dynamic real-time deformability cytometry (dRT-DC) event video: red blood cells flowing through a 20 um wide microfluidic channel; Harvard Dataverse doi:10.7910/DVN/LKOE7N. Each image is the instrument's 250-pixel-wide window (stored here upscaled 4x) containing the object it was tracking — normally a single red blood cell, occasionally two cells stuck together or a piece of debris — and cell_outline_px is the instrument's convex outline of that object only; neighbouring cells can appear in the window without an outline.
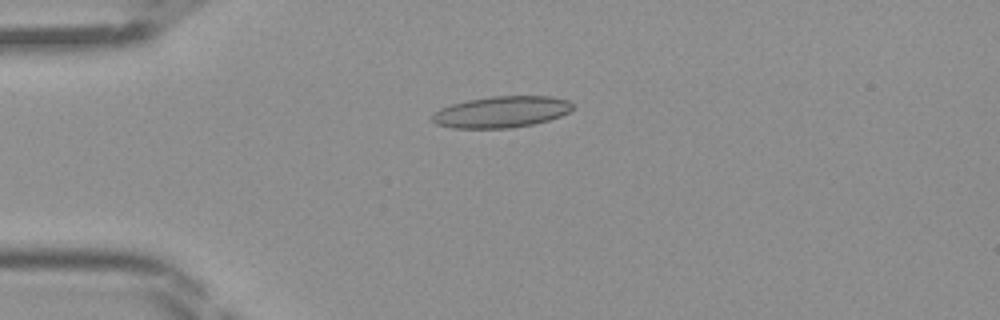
{"species": "Egyptian fruit bat (a non-hibernating species)", "species_latin": "Rousettus aegyptiacus", "temperature_condition": "room temperature", "stored_images_in_passage": 44, "camera_frame_rate_fps": 3000, "um_per_image_px": 0.085, "frame": {"image": 1, "passage_image": 11, "time_ms": 3.333, "image_size_px": [1000, 320], "cell_outline_px": [[576, 108], [560, 116], [548, 120], [532, 124], [512, 128], [452, 128], [436, 124], [432, 120], [432, 116], [440, 108], [452, 104], [468, 100], [492, 96], [548, 96], [568, 100], [576, 104]], "centroid_in_image_um": [42.66, 9.51], "position_along_channel_um": 42.3, "area_um2": 25.72}}
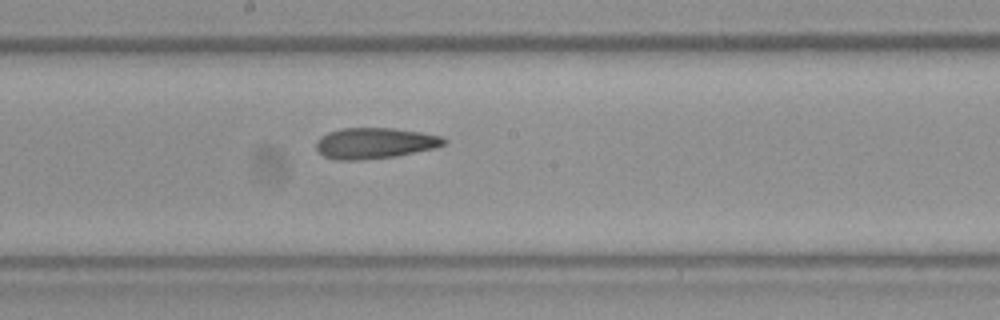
{"frame": {"image": 2, "passage_image": 24, "time_ms": 7.667, "image_size_px": [1000, 320], "cell_outline_px": [[448, 140], [444, 144], [436, 148], [396, 156], [360, 160], [336, 160], [324, 156], [316, 148], [316, 140], [320, 136], [328, 132], [344, 128], [396, 128], [444, 136]], "centroid_in_image_um": [31.88, 12.16], "position_along_channel_um": 216.3, "area_um2": 23.18}}
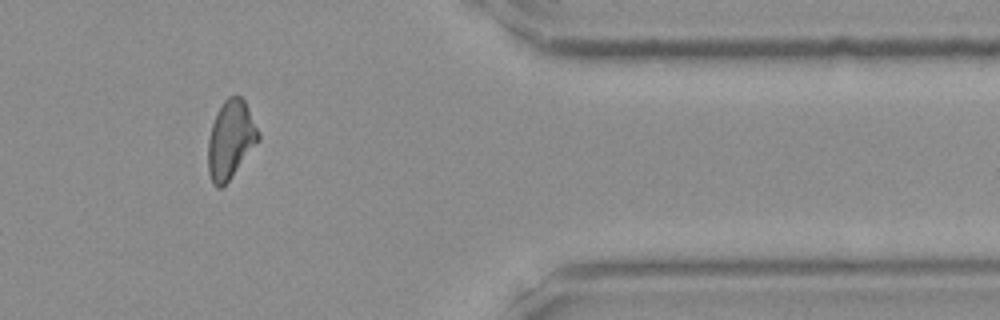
{"frame": {"image": 3, "passage_image": 37, "time_ms": 12.0, "image_size_px": [1000, 320], "cell_outline_px": [[260, 140], [232, 176], [220, 188], [216, 188], [212, 184], [208, 172], [208, 140], [212, 124], [224, 100], [228, 96], [240, 96], [244, 100], [260, 132]], "centroid_in_image_um": [19.61, 11.88], "position_along_channel_um": 391.8, "area_um2": 22.77}}